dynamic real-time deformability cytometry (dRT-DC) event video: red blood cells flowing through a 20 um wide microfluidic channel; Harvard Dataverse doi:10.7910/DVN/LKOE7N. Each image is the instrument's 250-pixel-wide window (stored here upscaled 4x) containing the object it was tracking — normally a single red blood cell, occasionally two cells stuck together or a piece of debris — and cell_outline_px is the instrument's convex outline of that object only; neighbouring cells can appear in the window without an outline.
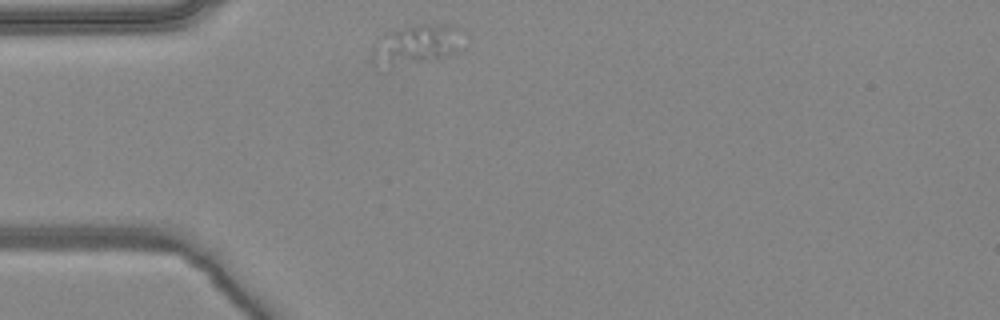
{"species": "common noctule bat (a hibernating species)", "species_latin": "Nyctalus noctula", "temperature_condition": "warm", "stored_images_in_passage": 4, "camera_frame_rate_fps": 3000, "um_per_image_px": 0.085, "animal": {"sex": "female", "body_mass_g": 24.6, "forearm_length_mm": 56.2}, "frame": {"image": 1, "passage_image": 1, "time_ms": 0.0, "image_size_px": [1000, 320], "cell_outline_px": [[464, 32], [456, 48], [452, 52], [444, 56], [428, 60], [416, 60], [392, 56], [388, 52], [384, 36], [392, 32], [416, 24], [456, 24], [464, 28]], "centroid_in_image_um": [36.05, 3.5], "position_along_channel_um": 48.9, "area_um2": 16.42}}